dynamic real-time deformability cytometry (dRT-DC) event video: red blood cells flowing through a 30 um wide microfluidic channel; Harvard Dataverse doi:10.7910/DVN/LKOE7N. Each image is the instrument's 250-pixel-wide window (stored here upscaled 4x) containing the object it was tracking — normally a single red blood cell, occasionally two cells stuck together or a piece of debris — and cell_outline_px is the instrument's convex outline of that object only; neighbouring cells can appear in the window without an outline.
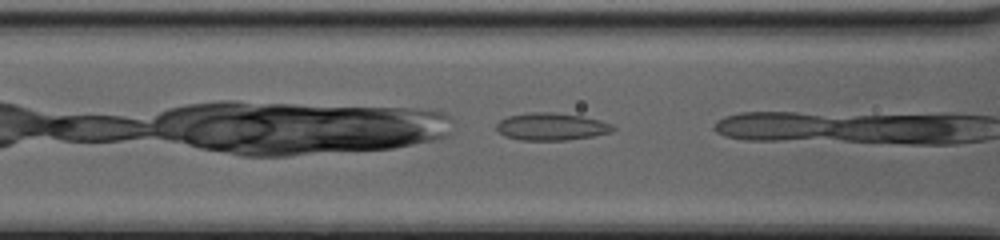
{"species": "common noctule bat (a hibernating species)", "species_latin": "Nyctalus noctula", "temperature_condition": "cold", "stored_images_in_passage": 7, "camera_frame_rate_fps": 3000, "um_per_image_px": 0.085, "animal": {"sex": "female", "body_mass_g": 20.0, "forearm_length_mm": 54.0}, "frame": {"image": 1, "passage_image": 6, "time_ms": 1.667, "image_size_px": [1000, 240], "cell_outline_px": [[616, 128], [612, 132], [592, 136], [568, 140], [520, 140], [504, 136], [496, 128], [496, 124], [500, 120], [508, 116], [528, 112], [556, 112], [584, 116], [600, 120], [612, 124]], "centroid_in_image_um": [46.88, 10.75], "position_along_channel_um": 119.7, "area_um2": 18.79}}